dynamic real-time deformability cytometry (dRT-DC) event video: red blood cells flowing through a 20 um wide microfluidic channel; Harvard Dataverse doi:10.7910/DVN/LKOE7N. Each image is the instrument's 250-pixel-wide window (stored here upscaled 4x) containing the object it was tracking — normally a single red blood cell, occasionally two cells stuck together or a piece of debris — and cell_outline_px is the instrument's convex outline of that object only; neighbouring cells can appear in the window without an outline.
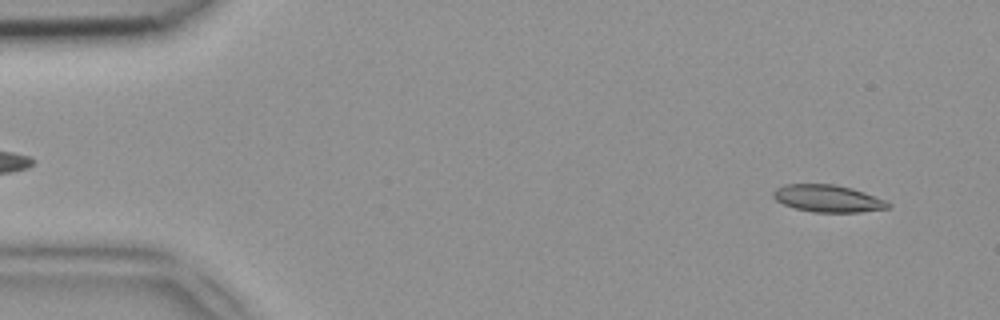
{"species": "common noctule bat (a hibernating species)", "species_latin": "Nyctalus noctula", "temperature_condition": "room temperature", "stored_images_in_passage": 48, "camera_frame_rate_fps": 3000, "um_per_image_px": 0.085, "animal": {"sex": "female", "body_mass_g": 18.4}, "frame": {"image": 1, "passage_image": 3, "time_ms": 0.667, "image_size_px": [1000, 320], "cell_outline_px": [[892, 204], [888, 208], [860, 212], [812, 212], [796, 208], [784, 204], [776, 200], [772, 196], [772, 192], [776, 188], [784, 184], [832, 184], [852, 188], [864, 192], [884, 200]], "centroid_in_image_um": [70.34, 16.87], "position_along_channel_um": 14.7, "area_um2": 18.09}}
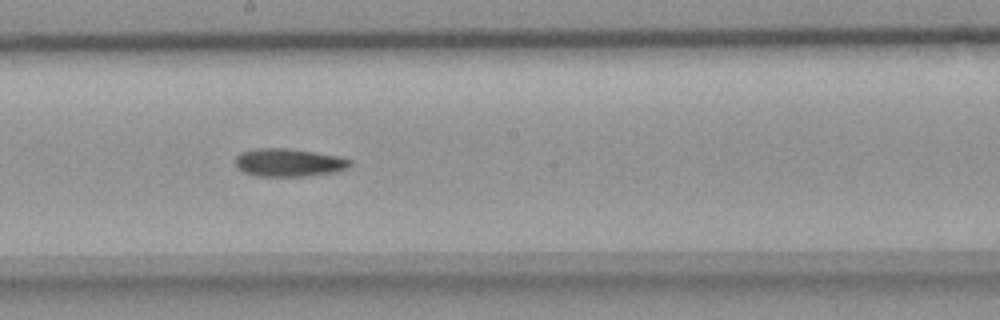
{"frame": {"image": 2, "passage_image": 26, "time_ms": 8.333, "image_size_px": [1000, 320], "cell_outline_px": [[352, 164], [348, 168], [340, 172], [308, 176], [256, 176], [244, 172], [236, 168], [236, 156], [240, 152], [256, 148], [288, 148], [336, 156], [352, 160]], "centroid_in_image_um": [24.56, 13.83], "position_along_channel_um": 223.6, "area_um2": 18.9}}
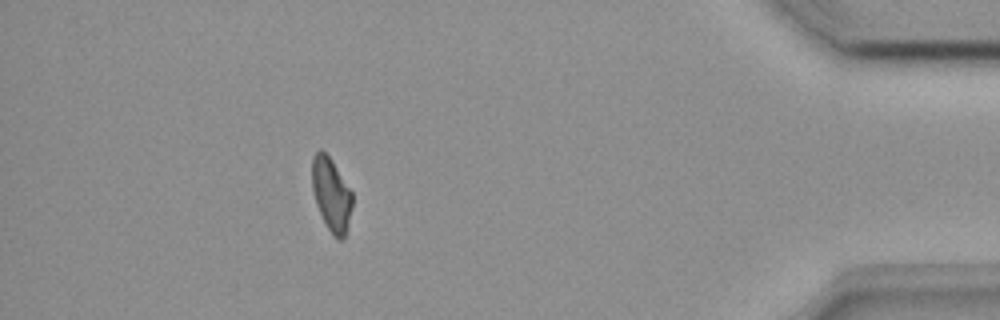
{"frame": {"image": 3, "passage_image": 43, "time_ms": 14.0, "image_size_px": [1000, 320], "cell_outline_px": [[352, 204], [344, 236], [340, 240], [332, 236], [316, 204], [312, 188], [312, 156], [320, 148], [332, 160], [352, 192]], "centroid_in_image_um": [28.14, 16.49], "position_along_channel_um": 407.1, "area_um2": 16.88}}